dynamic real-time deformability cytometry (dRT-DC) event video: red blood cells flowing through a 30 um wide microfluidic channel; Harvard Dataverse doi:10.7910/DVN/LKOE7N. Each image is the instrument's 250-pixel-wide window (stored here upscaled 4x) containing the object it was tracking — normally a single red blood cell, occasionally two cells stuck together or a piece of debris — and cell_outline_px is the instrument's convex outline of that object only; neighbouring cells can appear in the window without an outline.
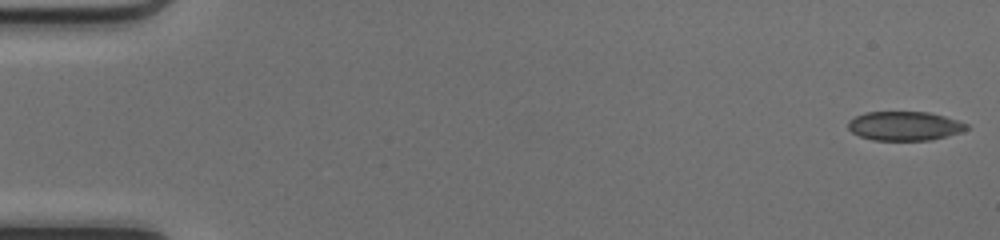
{"species": "common noctule bat (a hibernating species)", "species_latin": "Nyctalus noctula", "temperature_condition": "cold", "stored_images_in_passage": 49, "camera_frame_rate_fps": 3000, "um_per_image_px": 0.085, "animal": {"sex": "female", "body_mass_g": 17.0, "forearm_length_mm": 48.0}, "frame": {"image": 1, "passage_image": 1, "time_ms": 0.0, "image_size_px": [1000, 240], "cell_outline_px": [[968, 128], [960, 132], [948, 136], [932, 140], [872, 140], [860, 136], [852, 132], [848, 128], [848, 120], [864, 112], [928, 112], [944, 116], [968, 124]], "centroid_in_image_um": [76.87, 10.71], "position_along_channel_um": 8.1, "area_um2": 20.06}}
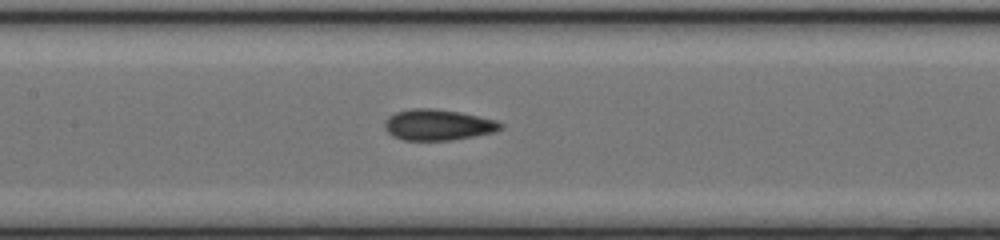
{"frame": {"image": 2, "passage_image": 24, "time_ms": 7.667, "image_size_px": [1000, 240], "cell_outline_px": [[504, 128], [496, 132], [452, 140], [404, 140], [392, 136], [384, 128], [384, 120], [388, 116], [396, 112], [412, 108], [432, 108], [460, 112], [496, 120], [504, 124]], "centroid_in_image_um": [37.23, 10.61], "position_along_channel_um": 170.2, "area_um2": 21.1}}
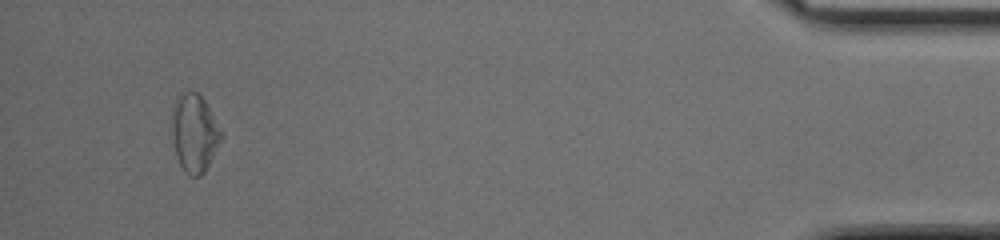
{"frame": {"image": 3, "passage_image": 47, "time_ms": 15.333, "image_size_px": [1000, 240], "cell_outline_px": [[224, 136], [204, 172], [200, 176], [188, 176], [184, 172], [176, 156], [172, 136], [172, 116], [180, 92], [196, 92], [204, 100]], "centroid_in_image_um": [16.53, 11.36], "position_along_channel_um": 418.7, "area_um2": 22.02}, "authors_computed_cell_mechanics": {"area_um2": 20.7502, "velocity_mm_per_s": 4.1954, "shape_relaxation_time_tau1_ms": 4.388, "shape_relaxation_time_tau2_ms": 4.4394, "deformation_change_tau1": 0.1095, "deformation_change_tau2": 0.1099}}